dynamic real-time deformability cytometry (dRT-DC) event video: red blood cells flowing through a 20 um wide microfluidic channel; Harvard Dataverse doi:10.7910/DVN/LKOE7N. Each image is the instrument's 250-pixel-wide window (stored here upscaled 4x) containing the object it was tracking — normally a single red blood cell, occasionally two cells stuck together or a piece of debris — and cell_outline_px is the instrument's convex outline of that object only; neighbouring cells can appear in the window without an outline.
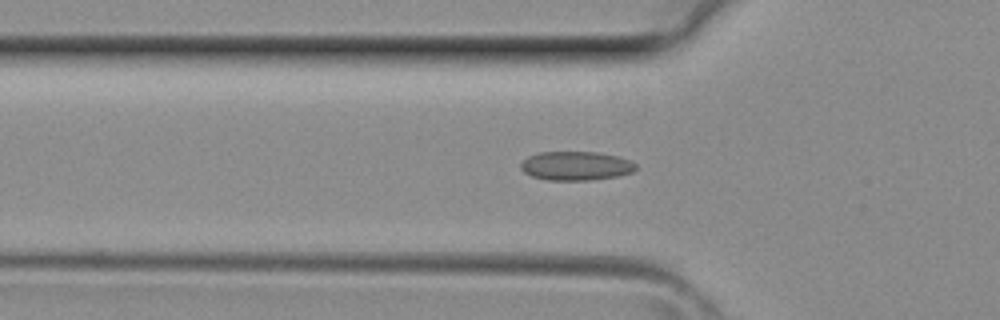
{"species": "common noctule bat (a hibernating species)", "species_latin": "Nyctalus noctula", "temperature_condition": "room temperature", "stored_images_in_passage": 31, "camera_frame_rate_fps": 3000, "um_per_image_px": 0.085, "animal": {"sex": "female", "body_mass_g": 29.2, "forearm_length_mm": 56.3}, "frame": {"image": 1, "passage_image": 5, "time_ms": 1.333, "image_size_px": [1000, 320], "cell_outline_px": [[636, 168], [632, 172], [616, 176], [588, 180], [548, 180], [532, 176], [524, 172], [520, 168], [520, 164], [528, 156], [540, 152], [596, 152], [616, 156], [628, 160], [636, 164]], "centroid_in_image_um": [48.92, 14.09], "position_along_channel_um": 76.9, "area_um2": 19.19}}
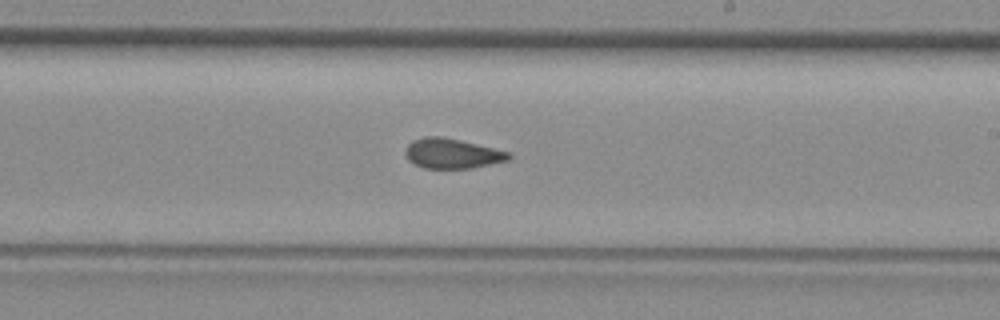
{"frame": {"image": 2, "passage_image": 15, "time_ms": 4.667, "image_size_px": [1000, 320], "cell_outline_px": [[512, 156], [508, 160], [472, 168], [424, 168], [408, 160], [404, 152], [408, 144], [412, 140], [424, 136], [440, 136], [460, 140], [512, 152]], "centroid_in_image_um": [38.43, 13.04], "position_along_channel_um": 250.6, "area_um2": 18.09}}
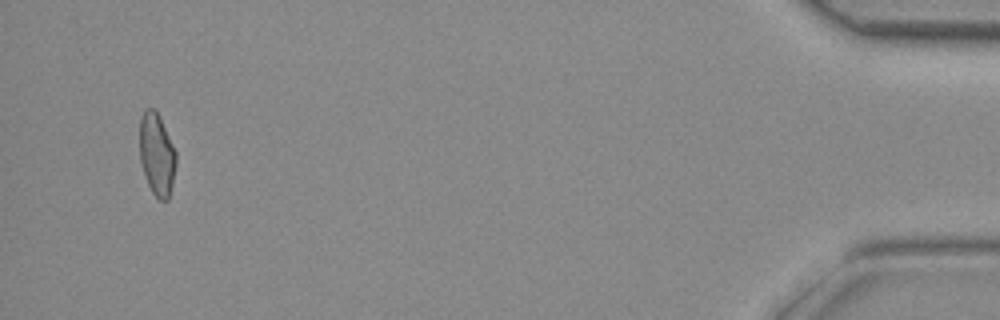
{"frame": {"image": 3, "passage_image": 30, "time_ms": 9.667, "image_size_px": [1000, 320], "cell_outline_px": [[176, 164], [172, 184], [168, 200], [160, 200], [152, 192], [148, 184], [140, 160], [140, 116], [144, 108], [156, 108], [160, 116], [176, 152]], "centroid_in_image_um": [13.32, 13.07], "position_along_channel_um": 421.9, "area_um2": 17.51}}